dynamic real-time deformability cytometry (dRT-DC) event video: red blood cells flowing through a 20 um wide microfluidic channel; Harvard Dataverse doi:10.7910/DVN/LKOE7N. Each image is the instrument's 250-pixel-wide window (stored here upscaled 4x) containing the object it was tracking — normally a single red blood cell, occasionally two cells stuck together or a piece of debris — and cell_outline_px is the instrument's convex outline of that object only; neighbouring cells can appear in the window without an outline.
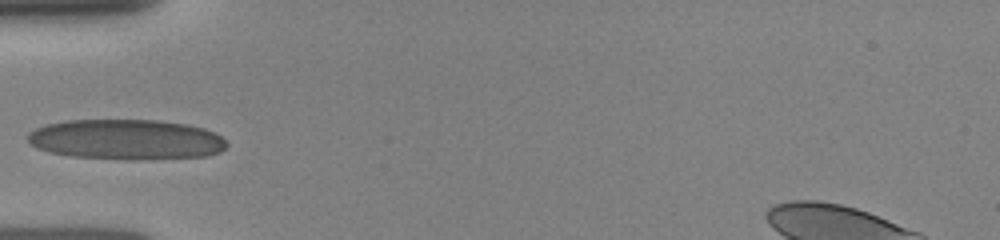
{"species": "human", "species_latin": "Homo sapiens", "temperature_condition": "room temperature", "stored_images_in_passage": 28, "camera_frame_rate_fps": 3000, "um_per_image_px": 0.085, "donor": {"sex": "female"}, "frame": {"image": 1, "passage_image": 1, "time_ms": 0.0, "image_size_px": [1000, 240], "cell_outline_px": [[228, 144], [220, 152], [208, 156], [72, 156], [48, 152], [36, 148], [28, 140], [28, 132], [36, 128], [48, 124], [68, 120], [156, 120], [188, 124], [204, 128], [216, 132]], "centroid_in_image_um": [10.71, 11.79], "position_along_channel_um": 74.3, "area_um2": 44.85}}
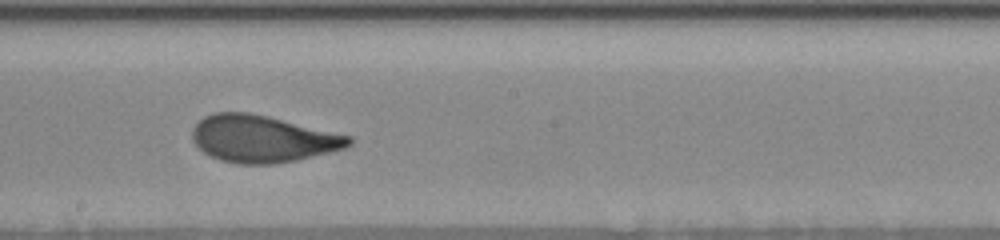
{"frame": {"image": 2, "passage_image": 11, "time_ms": 3.667, "image_size_px": [1000, 240], "cell_outline_px": [[352, 144], [344, 148], [296, 160], [272, 164], [236, 164], [220, 160], [204, 152], [192, 140], [192, 128], [204, 116], [216, 112], [248, 112], [268, 116], [352, 136]], "centroid_in_image_um": [22.3, 11.79], "position_along_channel_um": 225.9, "area_um2": 42.71}}
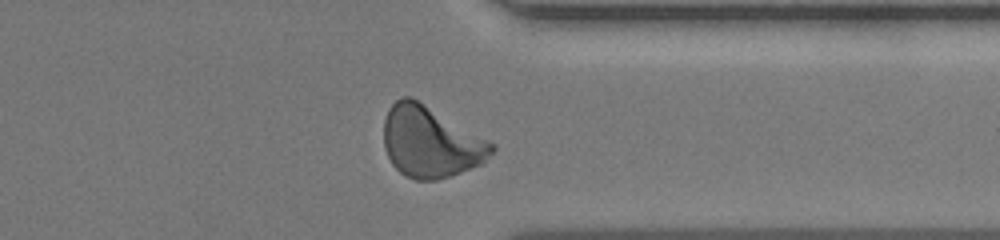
{"frame": {"image": 3, "passage_image": 25, "time_ms": 7.333, "image_size_px": [1000, 240], "cell_outline_px": [[496, 148], [480, 164], [460, 172], [436, 180], [416, 180], [404, 176], [392, 164], [384, 148], [384, 120], [388, 108], [400, 96], [412, 96], [496, 144]], "centroid_in_image_um": [36.57, 12.04], "position_along_channel_um": 374.8, "area_um2": 44.74}}